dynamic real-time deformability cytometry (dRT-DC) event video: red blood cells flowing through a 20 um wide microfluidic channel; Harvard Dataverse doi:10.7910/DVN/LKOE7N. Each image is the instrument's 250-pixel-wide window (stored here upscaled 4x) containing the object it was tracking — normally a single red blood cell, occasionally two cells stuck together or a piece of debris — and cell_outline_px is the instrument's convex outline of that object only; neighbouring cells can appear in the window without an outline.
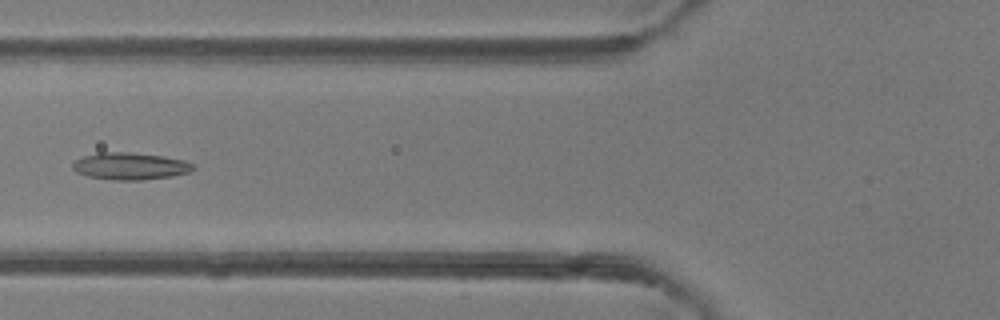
{"species": "common noctule bat (a hibernating species)", "species_latin": "Nyctalus noctula", "temperature_condition": "room temperature", "stored_images_in_passage": 6, "camera_frame_rate_fps": 3000, "um_per_image_px": 0.085, "animal": {"sex": "female"}, "frame": {"image": 1, "passage_image": 6, "time_ms": 1.667, "image_size_px": [1000, 320], "cell_outline_px": [[196, 168], [188, 172], [172, 176], [140, 180], [116, 180], [88, 176], [76, 172], [72, 168], [72, 164], [76, 160], [84, 156], [100, 152], [128, 152], [164, 156], [184, 160], [196, 164]], "centroid_in_image_um": [11.09, 14.11], "position_along_channel_um": 114.7, "area_um2": 19.02}}